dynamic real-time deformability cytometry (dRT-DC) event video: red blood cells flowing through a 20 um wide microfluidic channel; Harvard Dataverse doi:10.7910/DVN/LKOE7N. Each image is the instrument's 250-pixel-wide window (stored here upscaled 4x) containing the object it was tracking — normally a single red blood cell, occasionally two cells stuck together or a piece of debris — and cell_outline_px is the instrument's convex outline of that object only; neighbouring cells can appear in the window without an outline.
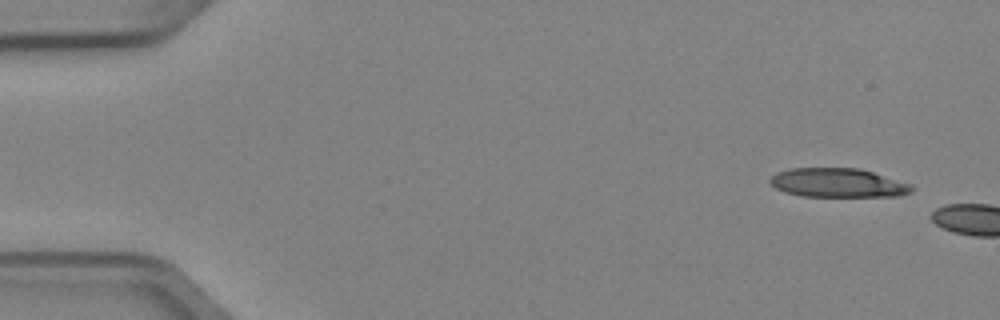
{"species": "Egyptian fruit bat (a non-hibernating species)", "species_latin": "Rousettus aegyptiacus", "temperature_condition": "cold", "stored_images_in_passage": 2, "camera_frame_rate_fps": 3000, "um_per_image_px": 0.085, "animal": {"sex": "female"}, "frame": {"image": 1, "passage_image": 1, "time_ms": 0.0, "image_size_px": [1000, 320], "cell_outline_px": [[916, 188], [912, 192], [900, 196], [800, 196], [784, 192], [776, 188], [768, 180], [776, 172], [788, 168], [860, 168], [912, 184]], "centroid_in_image_um": [71.24, 15.54], "position_along_channel_um": 13.8, "area_um2": 24.16}}